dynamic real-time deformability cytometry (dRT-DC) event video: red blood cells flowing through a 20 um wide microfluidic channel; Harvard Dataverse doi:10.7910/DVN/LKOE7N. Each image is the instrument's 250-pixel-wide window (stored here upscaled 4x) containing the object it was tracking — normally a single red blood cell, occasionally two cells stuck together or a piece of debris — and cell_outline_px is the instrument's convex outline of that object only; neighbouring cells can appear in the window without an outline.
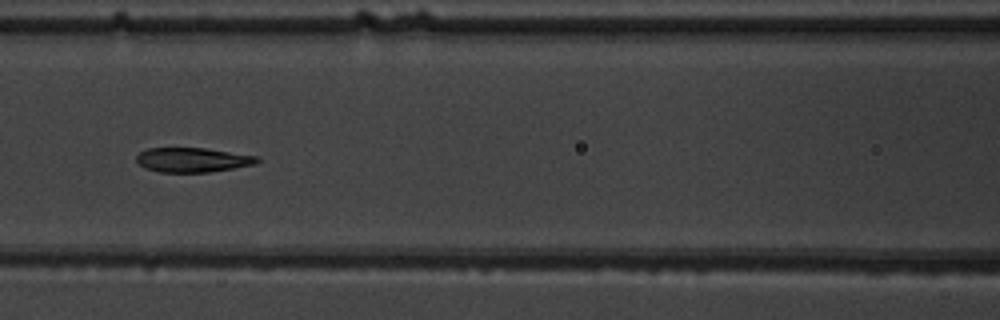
{"species": "common noctule bat (a hibernating species)", "species_latin": "Nyctalus noctula", "temperature_condition": "warm", "stored_images_in_passage": 7, "camera_frame_rate_fps": 3000, "um_per_image_px": 0.085, "animal": {"sex": "male", "body_mass_g": 19.5, "forearm_length_mm": 54.6}, "frame": {"image": 1, "passage_image": 7, "time_ms": 7.0, "image_size_px": [1000, 320], "cell_outline_px": [[260, 160], [256, 164], [208, 172], [160, 172], [144, 168], [136, 160], [136, 156], [140, 152], [148, 148], [204, 148], [260, 156]], "centroid_in_image_um": [16.38, 13.58], "position_along_channel_um": 150.2, "area_um2": 17.22}}